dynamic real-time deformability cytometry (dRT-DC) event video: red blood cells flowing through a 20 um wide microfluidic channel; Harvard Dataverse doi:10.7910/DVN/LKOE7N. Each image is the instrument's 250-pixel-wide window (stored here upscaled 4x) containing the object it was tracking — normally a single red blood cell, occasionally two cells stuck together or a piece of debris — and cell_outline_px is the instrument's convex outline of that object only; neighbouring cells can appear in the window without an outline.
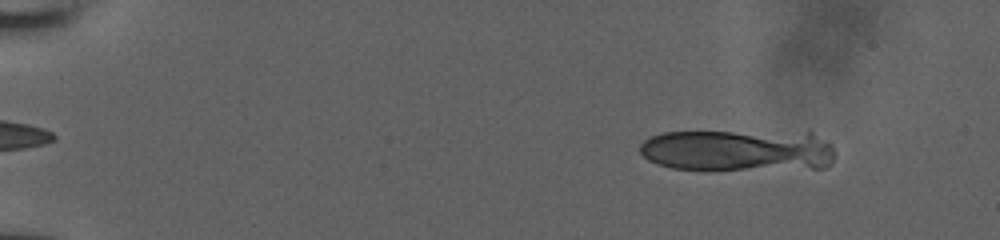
{"species": "human", "species_latin": "Homo sapiens", "temperature_condition": "room temperature", "stored_images_in_passage": 9, "camera_frame_rate_fps": 3000, "um_per_image_px": 0.085, "donor": {"sex": "male"}, "frame": {"image": 1, "passage_image": 3, "time_ms": 0.667, "image_size_px": [1000, 240], "cell_outline_px": [[832, 164], [828, 168], [672, 168], [656, 164], [648, 160], [640, 152], [640, 144], [644, 140], [652, 136], [664, 132], [808, 128], [812, 128], [832, 144]], "centroid_in_image_um": [62.87, 12.68], "position_along_channel_um": 22.1, "area_um2": 49.42}}